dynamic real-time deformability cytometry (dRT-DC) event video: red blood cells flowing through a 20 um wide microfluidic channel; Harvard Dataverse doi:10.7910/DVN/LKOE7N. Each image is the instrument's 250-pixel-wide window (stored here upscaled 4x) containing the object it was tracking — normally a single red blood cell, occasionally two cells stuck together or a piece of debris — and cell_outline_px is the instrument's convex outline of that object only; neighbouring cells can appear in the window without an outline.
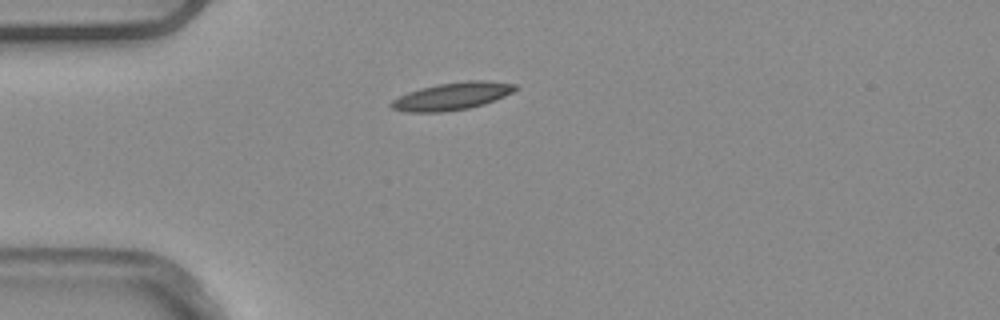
{"species": "common noctule bat (a hibernating species)", "species_latin": "Nyctalus noctula", "temperature_condition": "warm", "stored_images_in_passage": 4, "camera_frame_rate_fps": 3000, "um_per_image_px": 0.085, "animal": {"sex": "male", "body_mass_g": 20.4}, "frame": {"image": 1, "passage_image": 1, "time_ms": 0.0, "image_size_px": [1000, 320], "cell_outline_px": [[520, 88], [504, 96], [484, 104], [468, 108], [444, 112], [404, 112], [392, 108], [388, 104], [392, 100], [408, 92], [420, 88], [440, 84], [468, 80], [484, 80], [516, 84]], "centroid_in_image_um": [38.43, 8.18], "position_along_channel_um": 46.6, "area_um2": 19.83}}